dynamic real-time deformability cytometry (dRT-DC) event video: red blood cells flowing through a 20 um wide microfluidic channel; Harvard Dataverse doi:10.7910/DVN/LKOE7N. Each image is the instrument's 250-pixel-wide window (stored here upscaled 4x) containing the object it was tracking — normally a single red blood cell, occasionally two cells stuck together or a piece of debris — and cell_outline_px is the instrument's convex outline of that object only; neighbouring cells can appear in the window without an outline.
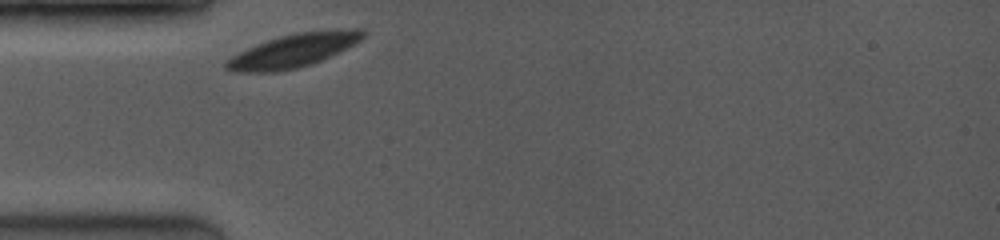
{"species": "common noctule bat (a hibernating species)", "species_latin": "Nyctalus noctula", "temperature_condition": "room temperature", "stored_images_in_passage": 2, "camera_frame_rate_fps": 3500, "um_per_image_px": 0.085, "animal": {"sex": "female", "body_mass_g": 19.0, "forearm_length_mm": 53.3}, "frame": {"image": 1, "passage_image": 1, "time_ms": 0.0, "image_size_px": [1000, 240], "cell_outline_px": [[368, 32], [360, 40], [312, 64], [296, 68], [272, 72], [236, 72], [224, 68], [224, 60], [256, 44], [280, 36], [296, 32], [348, 28], [364, 28]], "centroid_in_image_um": [24.92, 4.28], "position_along_channel_um": 60.1, "area_um2": 26.41}}